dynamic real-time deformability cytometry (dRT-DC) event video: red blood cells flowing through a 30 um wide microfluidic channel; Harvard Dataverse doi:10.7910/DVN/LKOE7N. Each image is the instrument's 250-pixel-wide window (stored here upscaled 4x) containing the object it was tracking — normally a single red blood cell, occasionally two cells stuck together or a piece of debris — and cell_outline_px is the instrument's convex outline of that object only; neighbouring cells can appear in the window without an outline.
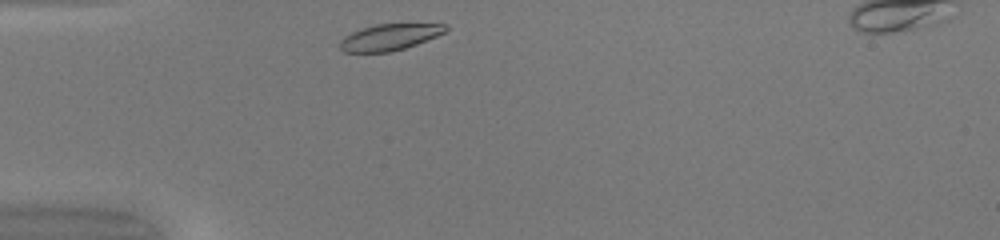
{"species": "common noctule bat (a hibernating species)", "species_latin": "Nyctalus noctula", "temperature_condition": "warm", "stored_images_in_passage": 28, "camera_frame_rate_fps": 3000, "um_per_image_px": 0.085, "animal": {"sex": "female", "body_mass_g": 20.0, "forearm_length_mm": 54.0}, "frame": {"image": 1, "passage_image": 1, "time_ms": 0.0, "image_size_px": [1000, 240], "cell_outline_px": [[448, 28], [444, 32], [436, 36], [416, 44], [392, 52], [344, 52], [340, 48], [340, 40], [344, 36], [352, 32], [376, 24], [448, 24]], "centroid_in_image_um": [33.1, 3.16], "position_along_channel_um": 51.9, "area_um2": 16.01}}
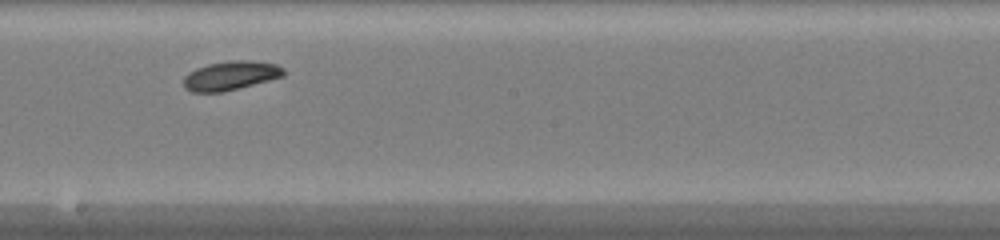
{"frame": {"image": 2, "passage_image": 15, "time_ms": 4.667, "image_size_px": [1000, 240], "cell_outline_px": [[284, 76], [224, 92], [192, 92], [184, 88], [184, 76], [188, 72], [196, 68], [208, 64], [232, 60], [252, 60], [276, 64], [284, 68]], "centroid_in_image_um": [19.59, 6.42], "position_along_channel_um": 228.6, "area_um2": 16.99}}
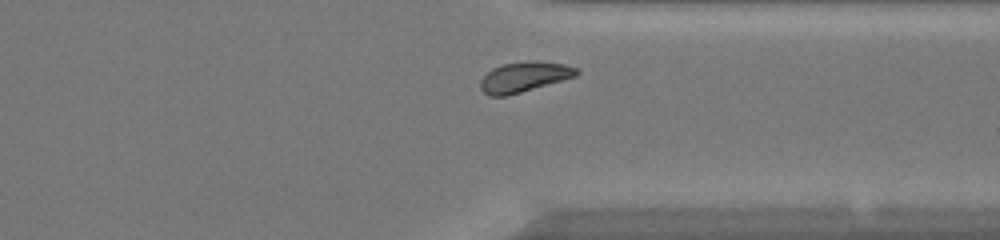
{"frame": {"image": 3, "passage_image": 25, "time_ms": 8.0, "image_size_px": [1000, 240], "cell_outline_px": [[580, 72], [576, 76], [520, 92], [504, 96], [488, 96], [480, 88], [480, 80], [492, 68], [504, 64], [528, 60], [532, 60], [564, 64], [576, 68]], "centroid_in_image_um": [44.53, 6.53], "position_along_channel_um": 366.9, "area_um2": 16.7}, "authors_computed_cell_mechanics": {"area_um2": 16.8198, "velocity_mm_per_s": 4.1426, "shape_relaxation_time_tau1_ms": 6.2162, "shape_relaxation_time_tau2_ms": null, "deformation_change_tau1": 0.1387, "deformation_change_tau2": null}}